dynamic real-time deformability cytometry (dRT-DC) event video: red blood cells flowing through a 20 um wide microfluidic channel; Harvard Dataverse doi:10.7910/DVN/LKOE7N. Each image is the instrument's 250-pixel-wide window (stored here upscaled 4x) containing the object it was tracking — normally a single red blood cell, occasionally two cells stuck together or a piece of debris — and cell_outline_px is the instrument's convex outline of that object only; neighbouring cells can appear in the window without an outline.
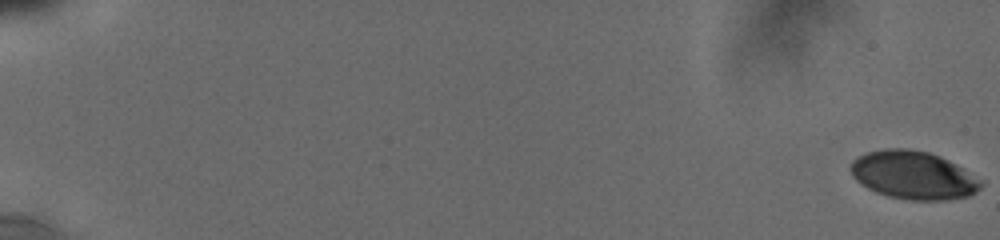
{"species": "human", "species_latin": "Homo sapiens", "temperature_condition": "cold", "stored_images_in_passage": 11, "camera_frame_rate_fps": 3000, "um_per_image_px": 0.085, "donor": {"sex": "male"}, "frame": {"image": 1, "passage_image": 1, "time_ms": 0.0, "image_size_px": [1000, 240], "cell_outline_px": [[984, 184], [980, 188], [968, 196], [948, 200], [908, 200], [888, 196], [876, 192], [868, 188], [856, 180], [852, 176], [848, 168], [852, 160], [868, 152], [884, 148], [908, 148], [928, 152], [940, 156], [956, 164], [984, 180]], "centroid_in_image_um": [77.64, 14.89], "position_along_channel_um": 7.4, "area_um2": 36.82}}
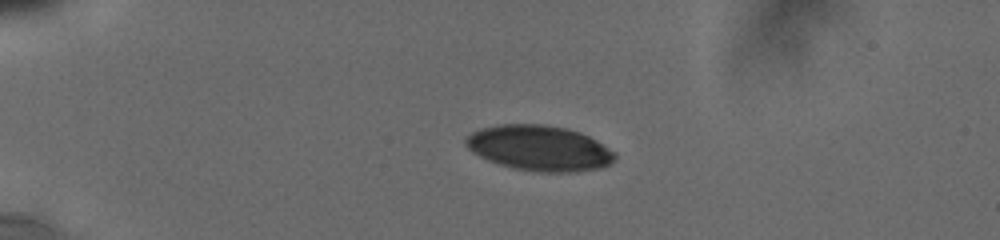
{"frame": {"image": 2, "passage_image": 7, "time_ms": 5.0, "image_size_px": [1000, 240], "cell_outline_px": [[616, 156], [608, 164], [600, 168], [576, 172], [540, 172], [516, 168], [500, 164], [488, 160], [472, 152], [464, 144], [464, 136], [480, 128], [496, 124], [540, 124], [564, 128], [580, 132], [596, 140], [616, 152]], "centroid_in_image_um": [45.81, 12.58], "position_along_channel_um": 39.2, "area_um2": 39.42}}